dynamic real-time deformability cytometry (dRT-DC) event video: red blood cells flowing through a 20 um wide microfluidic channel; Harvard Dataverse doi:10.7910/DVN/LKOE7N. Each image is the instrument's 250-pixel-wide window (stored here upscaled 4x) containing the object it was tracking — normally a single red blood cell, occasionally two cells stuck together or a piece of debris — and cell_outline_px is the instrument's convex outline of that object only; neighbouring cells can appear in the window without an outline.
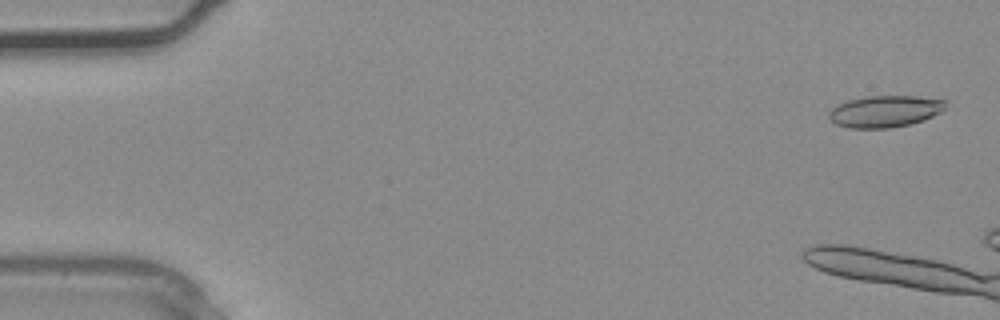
{"species": "common noctule bat (a hibernating species)", "species_latin": "Nyctalus noctula", "temperature_condition": "warm", "stored_images_in_passage": 6, "camera_frame_rate_fps": 3000, "um_per_image_px": 0.085, "animal": {"sex": "male", "body_mass_g": 20.4}, "frame": {"image": 1, "passage_image": 2, "time_ms": 0.333, "image_size_px": [1000, 320], "cell_outline_px": [[948, 100], [944, 108], [940, 112], [924, 120], [912, 124], [892, 128], [848, 128], [836, 124], [828, 116], [828, 112], [832, 108], [848, 100], [868, 96], [916, 96]], "centroid_in_image_um": [75.24, 9.47], "position_along_channel_um": 9.8, "area_um2": 21.62}}